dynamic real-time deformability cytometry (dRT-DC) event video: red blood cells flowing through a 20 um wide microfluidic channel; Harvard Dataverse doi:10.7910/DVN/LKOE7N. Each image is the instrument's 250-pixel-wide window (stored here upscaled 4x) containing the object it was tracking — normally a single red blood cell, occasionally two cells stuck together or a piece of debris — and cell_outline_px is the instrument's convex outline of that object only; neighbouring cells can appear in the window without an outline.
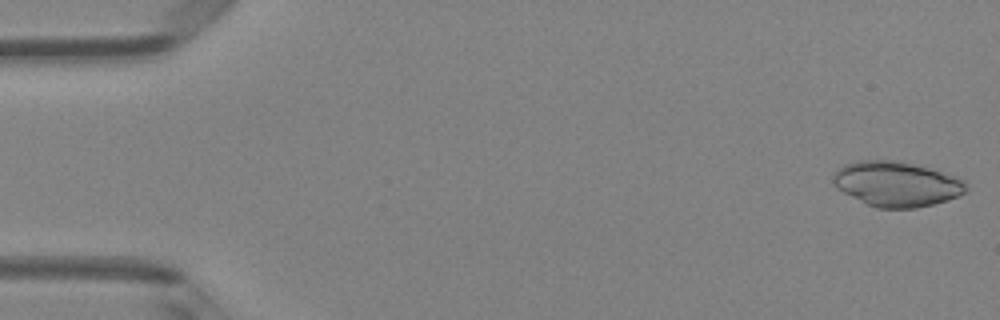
{"species": "Egyptian fruit bat (a non-hibernating species)", "species_latin": "Rousettus aegyptiacus", "temperature_condition": "room temperature", "stored_images_in_passage": 17, "camera_frame_rate_fps": 3000, "um_per_image_px": 0.085, "animal": {"sex": "female"}, "frame": {"image": 1, "passage_image": 1, "time_ms": 0.0, "image_size_px": [1000, 320], "cell_outline_px": [[968, 192], [948, 200], [916, 208], [876, 208], [836, 188], [832, 184], [832, 172], [844, 164], [860, 160], [892, 160], [912, 164], [928, 168], [956, 176], [964, 180], [968, 184]], "centroid_in_image_um": [76.21, 15.64], "position_along_channel_um": 8.8, "area_um2": 34.97}}